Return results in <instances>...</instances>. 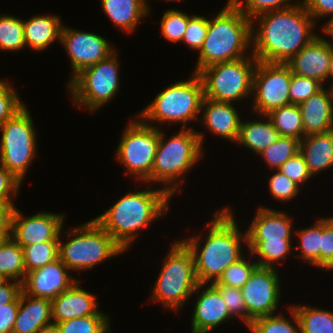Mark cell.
<instances>
[{"instance_id":"6da1fadb","label":"cell","mask_w":333,"mask_h":333,"mask_svg":"<svg viewBox=\"0 0 333 333\" xmlns=\"http://www.w3.org/2000/svg\"><path fill=\"white\" fill-rule=\"evenodd\" d=\"M296 1L291 7L264 12L252 20L251 52L258 61L286 64L317 36L312 31L317 23L302 2Z\"/></svg>"},{"instance_id":"7a4b0ae2","label":"cell","mask_w":333,"mask_h":333,"mask_svg":"<svg viewBox=\"0 0 333 333\" xmlns=\"http://www.w3.org/2000/svg\"><path fill=\"white\" fill-rule=\"evenodd\" d=\"M233 215L229 207L215 211L208 223L203 246L199 235L182 240L193 254L195 274L200 284L217 281L230 264L245 256L241 246L247 244V234L238 229Z\"/></svg>"},{"instance_id":"3957f363","label":"cell","mask_w":333,"mask_h":333,"mask_svg":"<svg viewBox=\"0 0 333 333\" xmlns=\"http://www.w3.org/2000/svg\"><path fill=\"white\" fill-rule=\"evenodd\" d=\"M170 198L163 187L130 191L94 220L127 251L140 229L167 213Z\"/></svg>"},{"instance_id":"277c9868","label":"cell","mask_w":333,"mask_h":333,"mask_svg":"<svg viewBox=\"0 0 333 333\" xmlns=\"http://www.w3.org/2000/svg\"><path fill=\"white\" fill-rule=\"evenodd\" d=\"M211 19H208V31L199 51L195 73L209 65L235 61L251 54L246 55L252 45L251 19L229 1Z\"/></svg>"},{"instance_id":"5b68a950","label":"cell","mask_w":333,"mask_h":333,"mask_svg":"<svg viewBox=\"0 0 333 333\" xmlns=\"http://www.w3.org/2000/svg\"><path fill=\"white\" fill-rule=\"evenodd\" d=\"M203 139V133L189 127L182 128L167 140L160 130L151 176L145 182L162 183L165 191L173 197L184 182L180 177H184L183 174L188 173L203 156Z\"/></svg>"},{"instance_id":"8992f818","label":"cell","mask_w":333,"mask_h":333,"mask_svg":"<svg viewBox=\"0 0 333 333\" xmlns=\"http://www.w3.org/2000/svg\"><path fill=\"white\" fill-rule=\"evenodd\" d=\"M169 251L150 298L175 311L207 284L198 283L193 254L182 240L173 242Z\"/></svg>"},{"instance_id":"52a82bcc","label":"cell","mask_w":333,"mask_h":333,"mask_svg":"<svg viewBox=\"0 0 333 333\" xmlns=\"http://www.w3.org/2000/svg\"><path fill=\"white\" fill-rule=\"evenodd\" d=\"M189 80L178 81L162 90L146 108L137 115L146 124L182 123L199 120L204 96L203 83L198 73L193 72ZM149 122V123H148Z\"/></svg>"},{"instance_id":"ba28073f","label":"cell","mask_w":333,"mask_h":333,"mask_svg":"<svg viewBox=\"0 0 333 333\" xmlns=\"http://www.w3.org/2000/svg\"><path fill=\"white\" fill-rule=\"evenodd\" d=\"M70 238L62 244L59 236V259L69 270H88L104 260L120 255L125 250L94 219L70 228Z\"/></svg>"},{"instance_id":"9c48e42d","label":"cell","mask_w":333,"mask_h":333,"mask_svg":"<svg viewBox=\"0 0 333 333\" xmlns=\"http://www.w3.org/2000/svg\"><path fill=\"white\" fill-rule=\"evenodd\" d=\"M258 60L250 56L209 65L198 72L205 98L225 103L240 101L252 94L253 74Z\"/></svg>"},{"instance_id":"30bf717a","label":"cell","mask_w":333,"mask_h":333,"mask_svg":"<svg viewBox=\"0 0 333 333\" xmlns=\"http://www.w3.org/2000/svg\"><path fill=\"white\" fill-rule=\"evenodd\" d=\"M117 57L114 52L107 59L83 69L67 84L77 107L92 113L112 100L120 83Z\"/></svg>"},{"instance_id":"8fae6325","label":"cell","mask_w":333,"mask_h":333,"mask_svg":"<svg viewBox=\"0 0 333 333\" xmlns=\"http://www.w3.org/2000/svg\"><path fill=\"white\" fill-rule=\"evenodd\" d=\"M25 105L1 126L0 164L17 180L23 182L26 172L36 155V130Z\"/></svg>"},{"instance_id":"7c38bea8","label":"cell","mask_w":333,"mask_h":333,"mask_svg":"<svg viewBox=\"0 0 333 333\" xmlns=\"http://www.w3.org/2000/svg\"><path fill=\"white\" fill-rule=\"evenodd\" d=\"M129 121L116 148L117 160L125 166L127 174L142 183L151 176L160 140V127L146 124L140 117ZM136 120V121H135Z\"/></svg>"},{"instance_id":"4fadbf2b","label":"cell","mask_w":333,"mask_h":333,"mask_svg":"<svg viewBox=\"0 0 333 333\" xmlns=\"http://www.w3.org/2000/svg\"><path fill=\"white\" fill-rule=\"evenodd\" d=\"M292 71L287 64L258 61L253 74L252 109L257 115L290 105L289 85Z\"/></svg>"},{"instance_id":"5bb4252c","label":"cell","mask_w":333,"mask_h":333,"mask_svg":"<svg viewBox=\"0 0 333 333\" xmlns=\"http://www.w3.org/2000/svg\"><path fill=\"white\" fill-rule=\"evenodd\" d=\"M277 267H257L241 288L249 315V325L259 317L276 314L280 298Z\"/></svg>"},{"instance_id":"9a60e30c","label":"cell","mask_w":333,"mask_h":333,"mask_svg":"<svg viewBox=\"0 0 333 333\" xmlns=\"http://www.w3.org/2000/svg\"><path fill=\"white\" fill-rule=\"evenodd\" d=\"M60 43L65 47L71 62L72 75L68 83L83 69L107 59L115 51L104 37L63 26Z\"/></svg>"},{"instance_id":"2e32d148","label":"cell","mask_w":333,"mask_h":333,"mask_svg":"<svg viewBox=\"0 0 333 333\" xmlns=\"http://www.w3.org/2000/svg\"><path fill=\"white\" fill-rule=\"evenodd\" d=\"M64 214L40 212L31 217L14 207L10 236L22 247L43 241H59L65 221Z\"/></svg>"},{"instance_id":"e0dca14e","label":"cell","mask_w":333,"mask_h":333,"mask_svg":"<svg viewBox=\"0 0 333 333\" xmlns=\"http://www.w3.org/2000/svg\"><path fill=\"white\" fill-rule=\"evenodd\" d=\"M68 271L67 266L58 258L44 267L26 273L22 291L32 297L53 300L78 281Z\"/></svg>"},{"instance_id":"ac0fdd59","label":"cell","mask_w":333,"mask_h":333,"mask_svg":"<svg viewBox=\"0 0 333 333\" xmlns=\"http://www.w3.org/2000/svg\"><path fill=\"white\" fill-rule=\"evenodd\" d=\"M317 35L286 64L292 73L301 77L314 78L323 85L328 80L331 59V41ZM327 80V81H326Z\"/></svg>"},{"instance_id":"d6986e66","label":"cell","mask_w":333,"mask_h":333,"mask_svg":"<svg viewBox=\"0 0 333 333\" xmlns=\"http://www.w3.org/2000/svg\"><path fill=\"white\" fill-rule=\"evenodd\" d=\"M194 304L191 333H209L231 318L219 291L210 283Z\"/></svg>"},{"instance_id":"ffe728a7","label":"cell","mask_w":333,"mask_h":333,"mask_svg":"<svg viewBox=\"0 0 333 333\" xmlns=\"http://www.w3.org/2000/svg\"><path fill=\"white\" fill-rule=\"evenodd\" d=\"M94 294L82 289L80 282L51 300L53 324L78 317L95 315L99 310Z\"/></svg>"},{"instance_id":"44dd1931","label":"cell","mask_w":333,"mask_h":333,"mask_svg":"<svg viewBox=\"0 0 333 333\" xmlns=\"http://www.w3.org/2000/svg\"><path fill=\"white\" fill-rule=\"evenodd\" d=\"M236 108L232 103L204 98L200 111L203 113L202 120L200 121L212 134L236 143L242 121Z\"/></svg>"},{"instance_id":"7402d4cb","label":"cell","mask_w":333,"mask_h":333,"mask_svg":"<svg viewBox=\"0 0 333 333\" xmlns=\"http://www.w3.org/2000/svg\"><path fill=\"white\" fill-rule=\"evenodd\" d=\"M292 219L282 211L260 207L246 230L247 240L282 241L291 239Z\"/></svg>"},{"instance_id":"603a6c76","label":"cell","mask_w":333,"mask_h":333,"mask_svg":"<svg viewBox=\"0 0 333 333\" xmlns=\"http://www.w3.org/2000/svg\"><path fill=\"white\" fill-rule=\"evenodd\" d=\"M298 106L303 120L304 136L333 130V103L325 87Z\"/></svg>"},{"instance_id":"cb8c5ba5","label":"cell","mask_w":333,"mask_h":333,"mask_svg":"<svg viewBox=\"0 0 333 333\" xmlns=\"http://www.w3.org/2000/svg\"><path fill=\"white\" fill-rule=\"evenodd\" d=\"M52 323L51 300L32 297L22 291L12 333H37Z\"/></svg>"},{"instance_id":"d4e9b609","label":"cell","mask_w":333,"mask_h":333,"mask_svg":"<svg viewBox=\"0 0 333 333\" xmlns=\"http://www.w3.org/2000/svg\"><path fill=\"white\" fill-rule=\"evenodd\" d=\"M58 15H35L23 20L25 45L42 51L61 38L63 24Z\"/></svg>"},{"instance_id":"484cf974","label":"cell","mask_w":333,"mask_h":333,"mask_svg":"<svg viewBox=\"0 0 333 333\" xmlns=\"http://www.w3.org/2000/svg\"><path fill=\"white\" fill-rule=\"evenodd\" d=\"M312 177L333 168V130L304 136L300 140V151Z\"/></svg>"},{"instance_id":"4316f807","label":"cell","mask_w":333,"mask_h":333,"mask_svg":"<svg viewBox=\"0 0 333 333\" xmlns=\"http://www.w3.org/2000/svg\"><path fill=\"white\" fill-rule=\"evenodd\" d=\"M147 0H101L102 8L115 26L127 33L150 13Z\"/></svg>"},{"instance_id":"83f0119b","label":"cell","mask_w":333,"mask_h":333,"mask_svg":"<svg viewBox=\"0 0 333 333\" xmlns=\"http://www.w3.org/2000/svg\"><path fill=\"white\" fill-rule=\"evenodd\" d=\"M263 119L258 121H241L237 144L253 150L259 154L265 148L274 144L280 137V133L274 127L267 115H262Z\"/></svg>"},{"instance_id":"f1b7e54d","label":"cell","mask_w":333,"mask_h":333,"mask_svg":"<svg viewBox=\"0 0 333 333\" xmlns=\"http://www.w3.org/2000/svg\"><path fill=\"white\" fill-rule=\"evenodd\" d=\"M245 246L249 248L248 252L252 257L257 256L258 267L268 268H275L276 265L282 264L279 260H286L287 256L291 254V250H294L291 239H282V241L247 240Z\"/></svg>"},{"instance_id":"f546056e","label":"cell","mask_w":333,"mask_h":333,"mask_svg":"<svg viewBox=\"0 0 333 333\" xmlns=\"http://www.w3.org/2000/svg\"><path fill=\"white\" fill-rule=\"evenodd\" d=\"M23 248L11 236L0 245V275L23 282L26 276Z\"/></svg>"},{"instance_id":"4dcf8cb0","label":"cell","mask_w":333,"mask_h":333,"mask_svg":"<svg viewBox=\"0 0 333 333\" xmlns=\"http://www.w3.org/2000/svg\"><path fill=\"white\" fill-rule=\"evenodd\" d=\"M301 333H333V312L306 305L292 306Z\"/></svg>"},{"instance_id":"1f68e13d","label":"cell","mask_w":333,"mask_h":333,"mask_svg":"<svg viewBox=\"0 0 333 333\" xmlns=\"http://www.w3.org/2000/svg\"><path fill=\"white\" fill-rule=\"evenodd\" d=\"M267 116L281 136L301 140L304 137L303 120L298 105L290 104L272 110Z\"/></svg>"},{"instance_id":"d6a6232c","label":"cell","mask_w":333,"mask_h":333,"mask_svg":"<svg viewBox=\"0 0 333 333\" xmlns=\"http://www.w3.org/2000/svg\"><path fill=\"white\" fill-rule=\"evenodd\" d=\"M110 317L101 310L95 315L55 323L59 333H111Z\"/></svg>"},{"instance_id":"836d02e7","label":"cell","mask_w":333,"mask_h":333,"mask_svg":"<svg viewBox=\"0 0 333 333\" xmlns=\"http://www.w3.org/2000/svg\"><path fill=\"white\" fill-rule=\"evenodd\" d=\"M295 232L300 243L294 248L302 250L299 257L312 266L320 267L321 218L313 226Z\"/></svg>"},{"instance_id":"e575fe53","label":"cell","mask_w":333,"mask_h":333,"mask_svg":"<svg viewBox=\"0 0 333 333\" xmlns=\"http://www.w3.org/2000/svg\"><path fill=\"white\" fill-rule=\"evenodd\" d=\"M288 309L295 324H292L290 319L288 320V318L279 313L256 318L248 328H250L251 333H301L293 307H288Z\"/></svg>"},{"instance_id":"d590c367","label":"cell","mask_w":333,"mask_h":333,"mask_svg":"<svg viewBox=\"0 0 333 333\" xmlns=\"http://www.w3.org/2000/svg\"><path fill=\"white\" fill-rule=\"evenodd\" d=\"M22 248L26 273L59 258V241H43Z\"/></svg>"},{"instance_id":"8d00e7d4","label":"cell","mask_w":333,"mask_h":333,"mask_svg":"<svg viewBox=\"0 0 333 333\" xmlns=\"http://www.w3.org/2000/svg\"><path fill=\"white\" fill-rule=\"evenodd\" d=\"M25 47L23 20L12 15H1L0 50L16 52Z\"/></svg>"},{"instance_id":"74e56055","label":"cell","mask_w":333,"mask_h":333,"mask_svg":"<svg viewBox=\"0 0 333 333\" xmlns=\"http://www.w3.org/2000/svg\"><path fill=\"white\" fill-rule=\"evenodd\" d=\"M300 151V140L281 136L274 144L265 148L259 156L263 157L266 164L273 170H278L289 158Z\"/></svg>"},{"instance_id":"f35d334b","label":"cell","mask_w":333,"mask_h":333,"mask_svg":"<svg viewBox=\"0 0 333 333\" xmlns=\"http://www.w3.org/2000/svg\"><path fill=\"white\" fill-rule=\"evenodd\" d=\"M257 267V262H252V259L247 260L243 256L237 262L230 264L218 280L211 284L242 288Z\"/></svg>"},{"instance_id":"ab89813d","label":"cell","mask_w":333,"mask_h":333,"mask_svg":"<svg viewBox=\"0 0 333 333\" xmlns=\"http://www.w3.org/2000/svg\"><path fill=\"white\" fill-rule=\"evenodd\" d=\"M191 16L177 9H167L160 22L163 37L174 43L182 41Z\"/></svg>"},{"instance_id":"60d3db41","label":"cell","mask_w":333,"mask_h":333,"mask_svg":"<svg viewBox=\"0 0 333 333\" xmlns=\"http://www.w3.org/2000/svg\"><path fill=\"white\" fill-rule=\"evenodd\" d=\"M227 1L243 12L251 20L264 12L282 10L293 5V0H244L245 3L243 0Z\"/></svg>"},{"instance_id":"b9f144b4","label":"cell","mask_w":333,"mask_h":333,"mask_svg":"<svg viewBox=\"0 0 333 333\" xmlns=\"http://www.w3.org/2000/svg\"><path fill=\"white\" fill-rule=\"evenodd\" d=\"M323 87L324 85L314 78L301 77L292 73L289 85L290 102L300 105Z\"/></svg>"},{"instance_id":"7bdbcfd3","label":"cell","mask_w":333,"mask_h":333,"mask_svg":"<svg viewBox=\"0 0 333 333\" xmlns=\"http://www.w3.org/2000/svg\"><path fill=\"white\" fill-rule=\"evenodd\" d=\"M220 293L231 316L239 317L246 326H249V315L246 311L245 301L241 288L230 287L226 285H213Z\"/></svg>"},{"instance_id":"ee69618b","label":"cell","mask_w":333,"mask_h":333,"mask_svg":"<svg viewBox=\"0 0 333 333\" xmlns=\"http://www.w3.org/2000/svg\"><path fill=\"white\" fill-rule=\"evenodd\" d=\"M208 31V18L192 15L183 35L182 41L192 50L200 51Z\"/></svg>"},{"instance_id":"f6af8a7d","label":"cell","mask_w":333,"mask_h":333,"mask_svg":"<svg viewBox=\"0 0 333 333\" xmlns=\"http://www.w3.org/2000/svg\"><path fill=\"white\" fill-rule=\"evenodd\" d=\"M299 187L279 169L269 179V191L272 197L278 201H290L300 192Z\"/></svg>"},{"instance_id":"bcb514c9","label":"cell","mask_w":333,"mask_h":333,"mask_svg":"<svg viewBox=\"0 0 333 333\" xmlns=\"http://www.w3.org/2000/svg\"><path fill=\"white\" fill-rule=\"evenodd\" d=\"M320 268L333 270V217H321Z\"/></svg>"},{"instance_id":"7dc6e473","label":"cell","mask_w":333,"mask_h":333,"mask_svg":"<svg viewBox=\"0 0 333 333\" xmlns=\"http://www.w3.org/2000/svg\"><path fill=\"white\" fill-rule=\"evenodd\" d=\"M279 170L299 186L312 177L300 152L285 161Z\"/></svg>"},{"instance_id":"c3c4849f","label":"cell","mask_w":333,"mask_h":333,"mask_svg":"<svg viewBox=\"0 0 333 333\" xmlns=\"http://www.w3.org/2000/svg\"><path fill=\"white\" fill-rule=\"evenodd\" d=\"M21 184L19 180L0 164V202H14L12 198L19 192Z\"/></svg>"},{"instance_id":"681fc988","label":"cell","mask_w":333,"mask_h":333,"mask_svg":"<svg viewBox=\"0 0 333 333\" xmlns=\"http://www.w3.org/2000/svg\"><path fill=\"white\" fill-rule=\"evenodd\" d=\"M17 92L12 88L4 97L0 98V126L25 106Z\"/></svg>"},{"instance_id":"f907efd6","label":"cell","mask_w":333,"mask_h":333,"mask_svg":"<svg viewBox=\"0 0 333 333\" xmlns=\"http://www.w3.org/2000/svg\"><path fill=\"white\" fill-rule=\"evenodd\" d=\"M301 2L315 23L316 19L333 14V0H302Z\"/></svg>"},{"instance_id":"816d5d0a","label":"cell","mask_w":333,"mask_h":333,"mask_svg":"<svg viewBox=\"0 0 333 333\" xmlns=\"http://www.w3.org/2000/svg\"><path fill=\"white\" fill-rule=\"evenodd\" d=\"M19 308V296L7 307H0V333H12Z\"/></svg>"},{"instance_id":"f5cc1de1","label":"cell","mask_w":333,"mask_h":333,"mask_svg":"<svg viewBox=\"0 0 333 333\" xmlns=\"http://www.w3.org/2000/svg\"><path fill=\"white\" fill-rule=\"evenodd\" d=\"M22 292V283L18 280L6 279L0 284V307H7V303H12Z\"/></svg>"},{"instance_id":"db71d44e","label":"cell","mask_w":333,"mask_h":333,"mask_svg":"<svg viewBox=\"0 0 333 333\" xmlns=\"http://www.w3.org/2000/svg\"><path fill=\"white\" fill-rule=\"evenodd\" d=\"M14 207L13 202H0V230H11V217Z\"/></svg>"},{"instance_id":"11a10c76","label":"cell","mask_w":333,"mask_h":333,"mask_svg":"<svg viewBox=\"0 0 333 333\" xmlns=\"http://www.w3.org/2000/svg\"><path fill=\"white\" fill-rule=\"evenodd\" d=\"M329 20L323 26L322 31L325 32L329 37L333 39V14L329 16ZM333 43V41H331Z\"/></svg>"},{"instance_id":"9f6ffc18","label":"cell","mask_w":333,"mask_h":333,"mask_svg":"<svg viewBox=\"0 0 333 333\" xmlns=\"http://www.w3.org/2000/svg\"><path fill=\"white\" fill-rule=\"evenodd\" d=\"M12 88L13 86L8 81L0 78V98L4 97Z\"/></svg>"},{"instance_id":"6f0895ef","label":"cell","mask_w":333,"mask_h":333,"mask_svg":"<svg viewBox=\"0 0 333 333\" xmlns=\"http://www.w3.org/2000/svg\"><path fill=\"white\" fill-rule=\"evenodd\" d=\"M37 333H59L58 328L55 324H51L41 328Z\"/></svg>"},{"instance_id":"680465c9","label":"cell","mask_w":333,"mask_h":333,"mask_svg":"<svg viewBox=\"0 0 333 333\" xmlns=\"http://www.w3.org/2000/svg\"><path fill=\"white\" fill-rule=\"evenodd\" d=\"M333 79V43L331 44V59L329 63V70H328V79Z\"/></svg>"},{"instance_id":"91938a15","label":"cell","mask_w":333,"mask_h":333,"mask_svg":"<svg viewBox=\"0 0 333 333\" xmlns=\"http://www.w3.org/2000/svg\"><path fill=\"white\" fill-rule=\"evenodd\" d=\"M11 230H0V245L10 236Z\"/></svg>"},{"instance_id":"94428289","label":"cell","mask_w":333,"mask_h":333,"mask_svg":"<svg viewBox=\"0 0 333 333\" xmlns=\"http://www.w3.org/2000/svg\"><path fill=\"white\" fill-rule=\"evenodd\" d=\"M327 90L329 92L330 98H331L332 103H333V82H332V86H330L329 88H327Z\"/></svg>"},{"instance_id":"6125c7cd","label":"cell","mask_w":333,"mask_h":333,"mask_svg":"<svg viewBox=\"0 0 333 333\" xmlns=\"http://www.w3.org/2000/svg\"><path fill=\"white\" fill-rule=\"evenodd\" d=\"M5 280L6 279L2 275H0V284L3 283Z\"/></svg>"},{"instance_id":"be15d7a7","label":"cell","mask_w":333,"mask_h":333,"mask_svg":"<svg viewBox=\"0 0 333 333\" xmlns=\"http://www.w3.org/2000/svg\"><path fill=\"white\" fill-rule=\"evenodd\" d=\"M162 1H163V0H162ZM165 1H169V2H170V1H173V2H174V1H179V0H165Z\"/></svg>"}]
</instances>
